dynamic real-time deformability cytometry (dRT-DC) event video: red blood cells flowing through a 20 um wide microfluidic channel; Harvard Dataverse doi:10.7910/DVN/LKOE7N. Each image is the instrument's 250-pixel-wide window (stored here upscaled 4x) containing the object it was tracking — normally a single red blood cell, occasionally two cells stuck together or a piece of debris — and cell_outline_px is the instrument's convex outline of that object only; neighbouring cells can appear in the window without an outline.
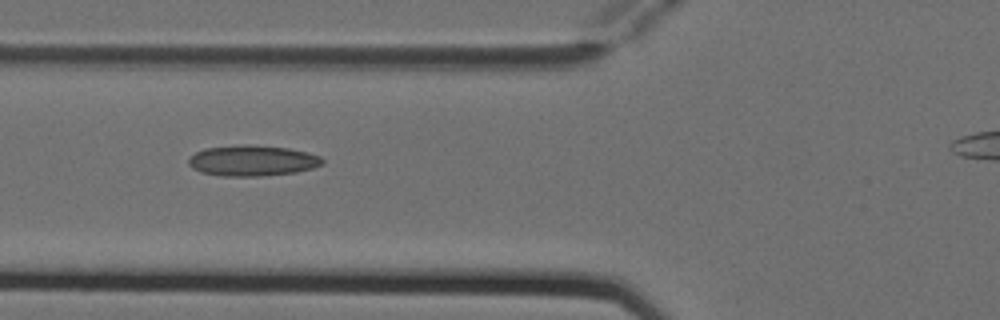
{"species": "Egyptian fruit bat (a non-hibernating species)", "species_latin": "Rousettus aegyptiacus", "temperature_condition": "cold", "stored_images_in_passage": 4, "camera_frame_rate_fps": 3000, "um_per_image_px": 0.085, "animal": {"sex": "female"}, "frame": {"image": 1, "passage_image": 4, "time_ms": 1.0, "image_size_px": [1000, 320], "cell_outline_px": [[324, 164], [312, 168], [296, 172], [260, 176], [220, 176], [200, 172], [192, 168], [188, 164], [188, 160], [196, 152], [204, 148], [244, 144], [288, 148], [308, 152], [320, 156], [324, 160]], "centroid_in_image_um": [21.45, 13.65], "position_along_channel_um": 104.3, "area_um2": 24.04}}